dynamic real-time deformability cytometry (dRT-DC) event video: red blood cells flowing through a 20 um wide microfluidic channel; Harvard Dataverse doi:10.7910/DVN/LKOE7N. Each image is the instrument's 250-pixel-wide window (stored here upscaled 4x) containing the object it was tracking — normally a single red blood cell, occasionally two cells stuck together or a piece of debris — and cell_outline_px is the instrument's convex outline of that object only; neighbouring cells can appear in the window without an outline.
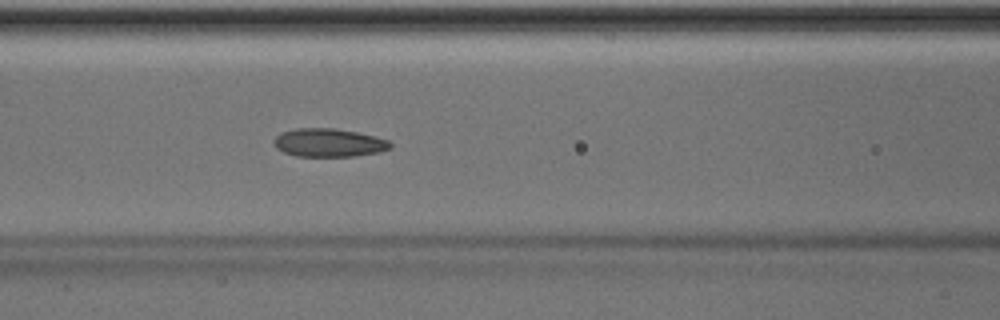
{"species": "Egyptian fruit bat (a non-hibernating species)", "species_latin": "Rousettus aegyptiacus", "temperature_condition": "room temperature", "stored_images_in_passage": 42, "camera_frame_rate_fps": 3000, "um_per_image_px": 0.085, "animal": {"sex": "male"}, "frame": {"image": 1, "passage_image": 13, "time_ms": 4.0, "image_size_px": [1000, 320], "cell_outline_px": [[392, 148], [380, 152], [352, 156], [296, 156], [284, 152], [276, 148], [272, 140], [280, 132], [296, 128], [336, 128], [356, 132], [388, 140], [392, 144]], "centroid_in_image_um": [27.92, 12.12], "position_along_channel_um": 138.7, "area_um2": 19.25}, "authors_computed_cell_mechanics": {"area_um2": 19.1029, "velocity_mm_per_s": 4.0232, "shape_relaxation_time_tau1_ms": 4.1569, "shape_relaxation_time_tau2_ms": 2.5495, "deformation_change_tau1": 0.1005, "deformation_change_tau2": 0.0824}}